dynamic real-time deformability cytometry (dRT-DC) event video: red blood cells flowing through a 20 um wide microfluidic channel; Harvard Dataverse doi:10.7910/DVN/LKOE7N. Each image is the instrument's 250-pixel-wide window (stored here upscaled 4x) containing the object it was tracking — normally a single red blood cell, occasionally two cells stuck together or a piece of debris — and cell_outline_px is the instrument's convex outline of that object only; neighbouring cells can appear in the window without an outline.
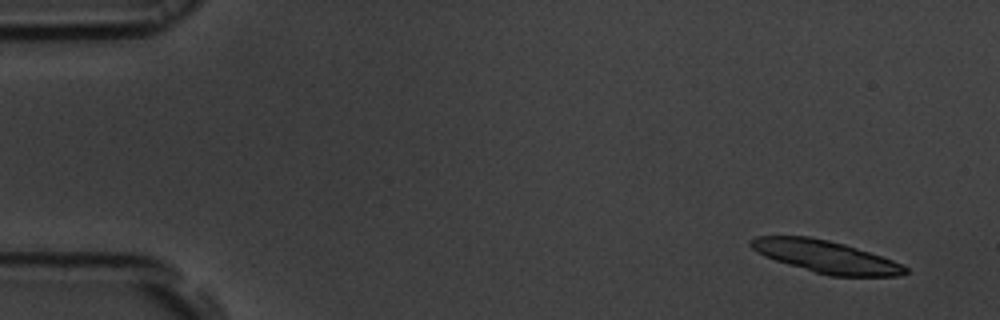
{"species": "common noctule bat (a hibernating species)", "species_latin": "Nyctalus noctula", "temperature_condition": "room temperature", "stored_images_in_passage": 53, "camera_frame_rate_fps": 3000, "um_per_image_px": 0.085, "animal": {"sex": "male", "body_mass_g": 19.5, "forearm_length_mm": 54.6}, "frame": {"image": 1, "passage_image": 1, "time_ms": 0.0, "image_size_px": [1000, 320], "cell_outline_px": [[908, 272], [900, 276], [828, 276], [788, 264], [764, 256], [756, 252], [748, 244], [748, 240], [756, 236], [808, 236], [828, 240], [844, 244], [892, 260], [908, 268]], "centroid_in_image_um": [70.15, 21.81], "position_along_channel_um": 14.9, "area_um2": 28.84}}
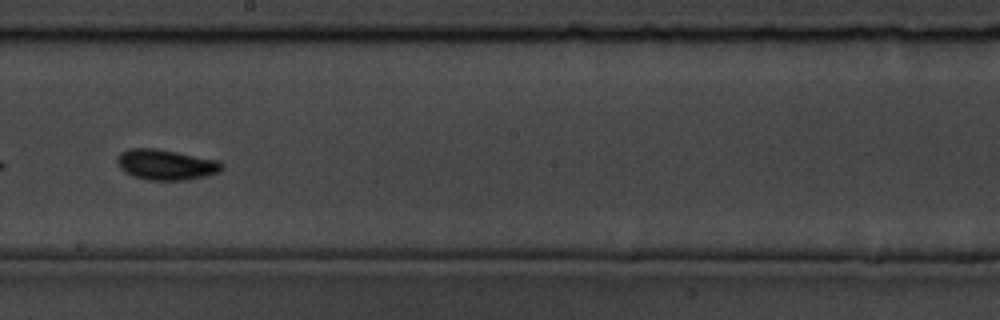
{"frame": {"image": 2, "passage_image": 29, "time_ms": 9.333, "image_size_px": [1000, 320], "cell_outline_px": [[224, 168], [220, 172], [188, 180], [148, 180], [132, 176], [124, 172], [120, 168], [116, 160], [120, 152], [128, 148], [156, 148], [220, 160], [224, 164]], "centroid_in_image_um": [14.12, 13.99], "position_along_channel_um": 234.1, "area_um2": 18.9}}
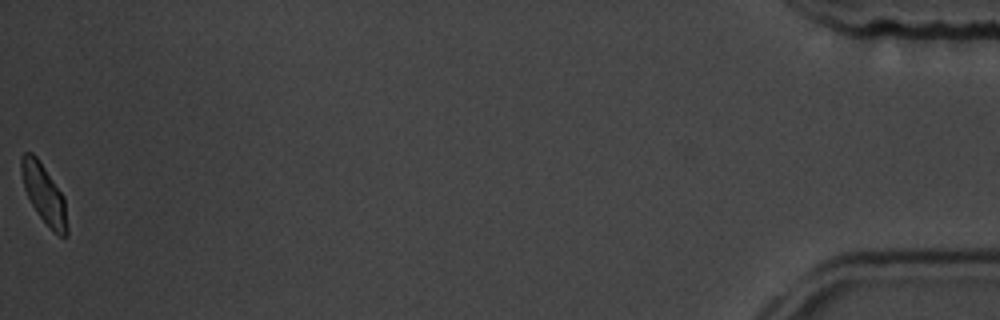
{"frame": {"image": 3, "passage_image": 53, "time_ms": 17.333, "image_size_px": [1000, 320], "cell_outline_px": [[68, 236], [60, 236], [52, 232], [40, 216], [32, 204], [24, 188], [20, 172], [20, 156], [24, 152], [32, 152], [40, 160], [64, 196], [68, 228]], "centroid_in_image_um": [3.74, 16.47], "position_along_channel_um": 431.5, "area_um2": 16.01}, "authors_computed_cell_mechanics": {"area_um2": 17.629, "velocity_mm_per_s": 3.705, "shape_relaxation_time_tau1_ms": null, "shape_relaxation_time_tau2_ms": 2.9142, "deformation_change_tau1": null, "deformation_change_tau2": 0.085}}